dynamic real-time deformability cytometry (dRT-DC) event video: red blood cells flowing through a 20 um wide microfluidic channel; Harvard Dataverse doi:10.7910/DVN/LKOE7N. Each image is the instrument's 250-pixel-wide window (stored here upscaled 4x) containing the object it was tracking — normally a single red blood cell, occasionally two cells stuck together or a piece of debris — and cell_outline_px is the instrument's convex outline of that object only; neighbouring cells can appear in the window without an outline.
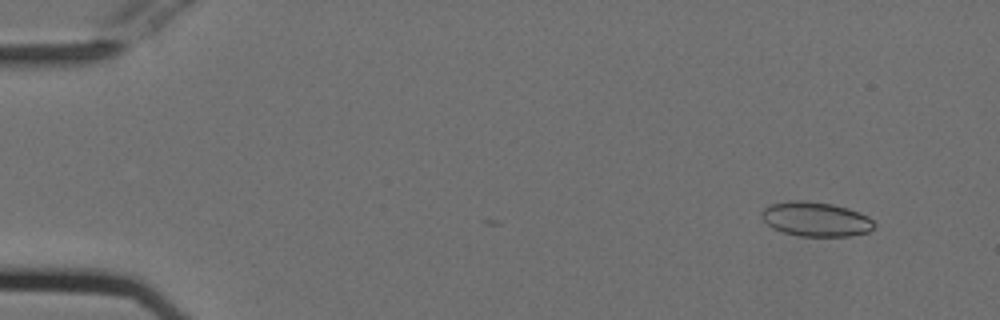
{"species": "Egyptian fruit bat (a non-hibernating species)", "species_latin": "Rousettus aegyptiacus", "temperature_condition": "cold", "stored_images_in_passage": 2, "camera_frame_rate_fps": 3000, "um_per_image_px": 0.085, "animal": {"sex": "female"}, "frame": {"image": 1, "passage_image": 2, "time_ms": 0.333, "image_size_px": [1000, 320], "cell_outline_px": [[876, 224], [868, 232], [848, 236], [796, 236], [772, 228], [760, 216], [760, 212], [764, 208], [772, 204], [788, 200], [804, 200], [832, 204], [848, 208], [860, 212], [868, 216]], "centroid_in_image_um": [69.33, 18.62], "position_along_channel_um": 15.7, "area_um2": 22.72}}